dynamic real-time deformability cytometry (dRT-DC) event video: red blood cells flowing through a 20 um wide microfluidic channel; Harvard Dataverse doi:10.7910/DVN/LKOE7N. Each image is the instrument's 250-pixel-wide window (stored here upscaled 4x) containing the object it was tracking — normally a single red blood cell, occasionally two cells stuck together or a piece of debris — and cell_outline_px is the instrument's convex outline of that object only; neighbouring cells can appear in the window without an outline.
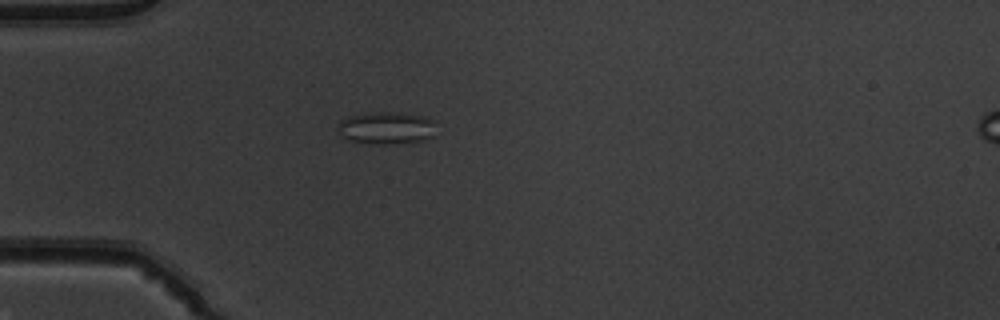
{"species": "common noctule bat (a hibernating species)", "species_latin": "Nyctalus noctula", "temperature_condition": "warm", "stored_images_in_passage": 52, "camera_frame_rate_fps": 3000, "um_per_image_px": 0.085, "animal": {"sex": "male", "body_mass_g": 19.5, "forearm_length_mm": 54.6}, "frame": {"image": 1, "passage_image": 15, "time_ms": 4.667, "image_size_px": [1000, 320], "cell_outline_px": [[436, 120], [432, 136], [420, 140], [388, 144], [376, 144], [348, 140], [340, 136], [336, 128], [340, 120], [348, 116], [372, 112], [396, 112], [428, 116]], "centroid_in_image_um": [32.81, 10.85], "position_along_channel_um": 52.2, "area_um2": 18.73}}
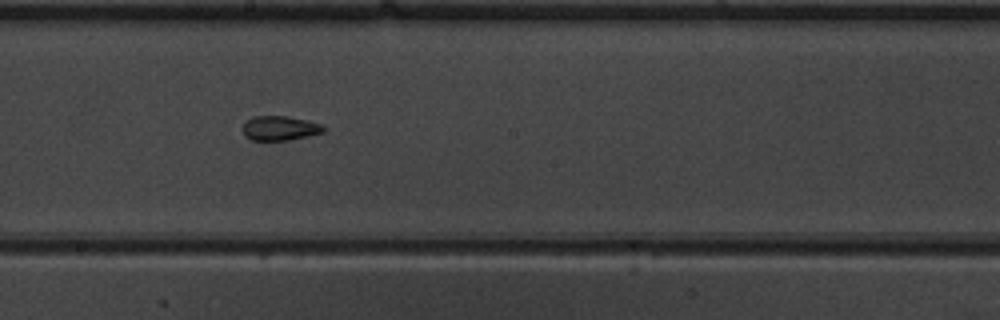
{"frame": {"image": 2, "passage_image": 29, "time_ms": 9.333, "image_size_px": [1000, 320], "cell_outline_px": [[328, 128], [324, 132], [308, 136], [288, 140], [252, 140], [244, 136], [240, 128], [244, 120], [252, 116], [288, 116], [308, 120], [320, 124]], "centroid_in_image_um": [23.74, 10.88], "position_along_channel_um": 224.5, "area_um2": 11.91}}
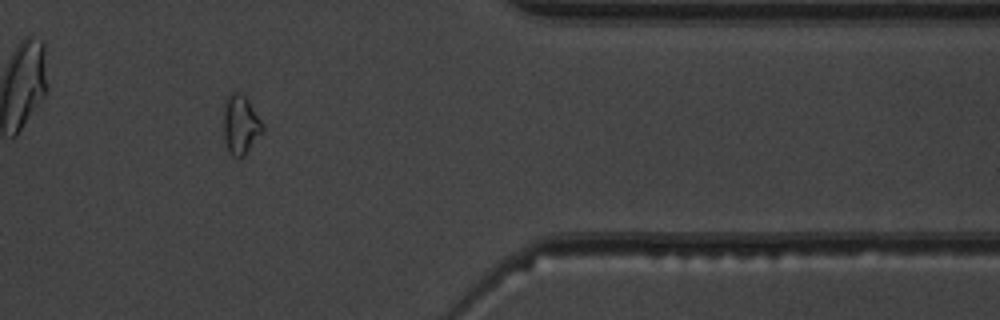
{"frame": {"image": 3, "passage_image": 43, "time_ms": 14.0, "image_size_px": [1000, 320], "cell_outline_px": [[264, 132], [244, 156], [232, 156], [228, 152], [224, 140], [224, 104], [228, 92], [240, 92], [248, 100], [264, 124]], "centroid_in_image_um": [20.46, 10.59], "position_along_channel_um": 390.9, "area_um2": 13.7}, "authors_computed_cell_mechanics": {"area_um2": 13.9587, "velocity_mm_per_s": 3.9492, "shape_relaxation_time_tau1_ms": null, "shape_relaxation_time_tau2_ms": 2.0603, "deformation_change_tau1": null, "deformation_change_tau2": 0.0757}}